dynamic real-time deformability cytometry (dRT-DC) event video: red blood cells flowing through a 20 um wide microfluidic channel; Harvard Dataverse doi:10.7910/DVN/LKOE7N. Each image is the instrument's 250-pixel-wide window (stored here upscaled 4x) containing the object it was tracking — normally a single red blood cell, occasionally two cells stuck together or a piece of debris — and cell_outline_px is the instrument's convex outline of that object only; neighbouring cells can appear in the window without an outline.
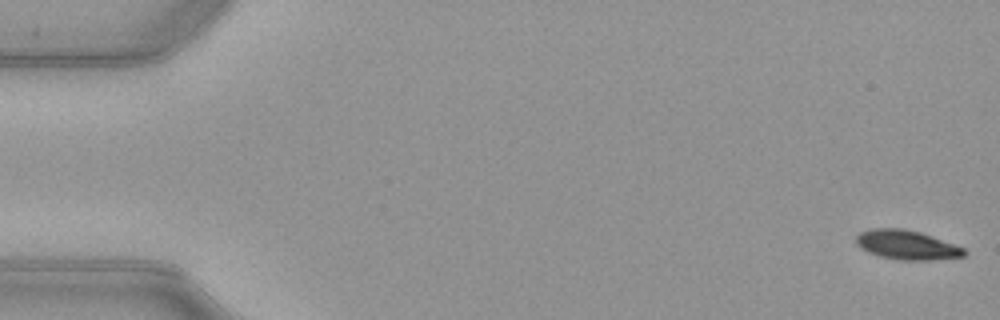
{"species": "common noctule bat (a hibernating species)", "species_latin": "Nyctalus noctula", "temperature_condition": "warm", "stored_images_in_passage": 52, "camera_frame_rate_fps": 3000, "um_per_image_px": 0.085, "animal": {"sex": "female", "body_mass_g": 21.9}, "frame": {"image": 1, "passage_image": 1, "time_ms": 0.0, "image_size_px": [1000, 320], "cell_outline_px": [[968, 252], [964, 256], [932, 260], [900, 260], [880, 256], [868, 252], [860, 248], [856, 244], [856, 236], [860, 232], [872, 228], [904, 228], [920, 232], [932, 236], [964, 248]], "centroid_in_image_um": [77.06, 20.81], "position_along_channel_um": 7.9, "area_um2": 18.5}}
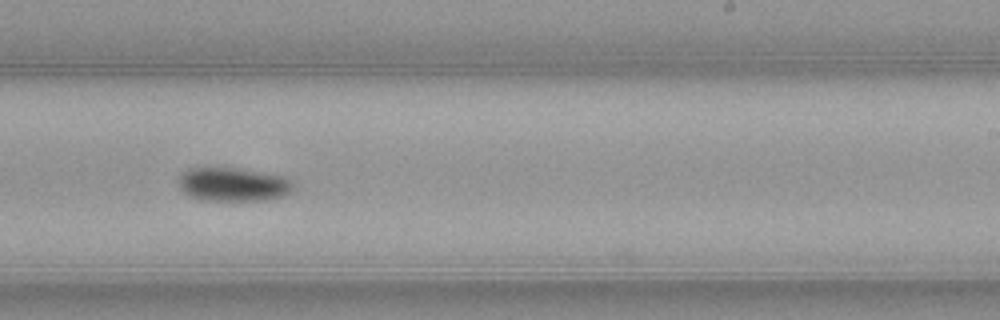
{"frame": {"image": 2, "passage_image": 32, "time_ms": 10.333, "image_size_px": [1000, 320], "cell_outline_px": [[292, 188], [284, 196], [268, 200], [200, 200], [188, 196], [180, 188], [180, 176], [188, 168], [236, 168], [280, 176], [292, 180]], "centroid_in_image_um": [19.79, 15.69], "position_along_channel_um": 269.2, "area_um2": 22.2}}
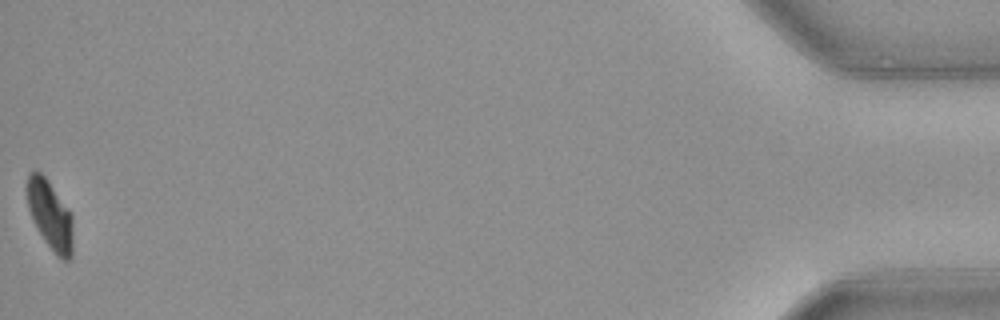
{"frame": {"image": 3, "passage_image": 52, "time_ms": 17.0, "image_size_px": [1000, 320], "cell_outline_px": [[72, 256], [68, 260], [64, 260], [56, 256], [44, 240], [32, 220], [28, 208], [24, 188], [28, 172], [40, 172], [44, 176], [72, 212]], "centroid_in_image_um": [4.23, 18.26], "position_along_channel_um": 431.0, "area_um2": 18.84}, "authors_computed_cell_mechanics": {"area_um2": 20.9236, "velocity_mm_per_s": 3.9783, "shape_relaxation_time_tau1_ms": 2.4252, "shape_relaxation_time_tau2_ms": null, "deformation_change_tau1": 0.1474, "deformation_change_tau2": null}}